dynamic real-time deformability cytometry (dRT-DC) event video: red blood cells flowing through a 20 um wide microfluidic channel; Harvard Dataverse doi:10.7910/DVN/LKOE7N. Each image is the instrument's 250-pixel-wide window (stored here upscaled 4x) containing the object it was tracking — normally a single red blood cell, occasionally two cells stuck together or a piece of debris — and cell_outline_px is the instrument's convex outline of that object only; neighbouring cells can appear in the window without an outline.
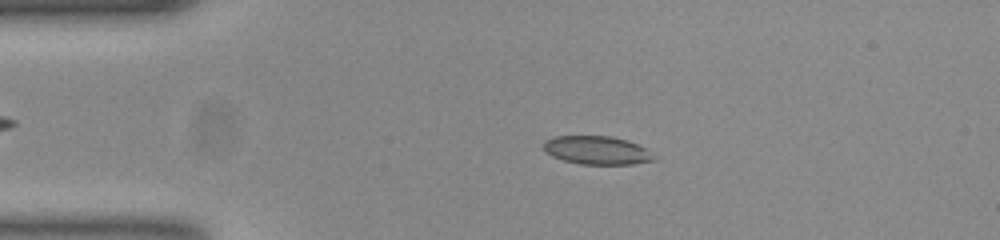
{"species": "common noctule bat (a hibernating species)", "species_latin": "Nyctalus noctula", "temperature_condition": "room temperature", "stored_images_in_passage": 17, "camera_frame_rate_fps": 3000, "um_per_image_px": 0.085, "animal": {"sex": "female", "body_mass_g": 23.0, "forearm_length_mm": 53.4}, "frame": {"image": 1, "passage_image": 10, "time_ms": 3.0, "image_size_px": [1000, 240], "cell_outline_px": [[656, 160], [632, 164], [580, 164], [564, 160], [552, 156], [544, 148], [544, 140], [556, 136], [612, 136], [628, 140], [640, 144], [648, 148]], "centroid_in_image_um": [50.79, 12.76], "position_along_channel_um": 34.2, "area_um2": 18.32}}
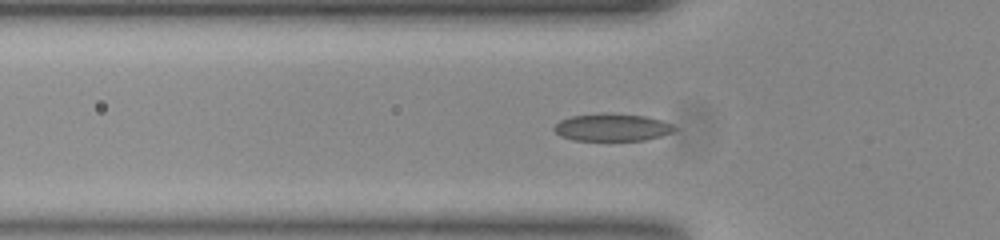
{"frame": {"image": 2, "passage_image": 16, "time_ms": 5.0, "image_size_px": [1000, 240], "cell_outline_px": [[676, 128], [672, 132], [660, 136], [644, 140], [572, 140], [560, 136], [552, 128], [560, 120], [572, 116], [604, 112], [612, 112], [644, 116], [660, 120], [672, 124]], "centroid_in_image_um": [52.0, 10.81], "position_along_channel_um": 73.8, "area_um2": 19.31}}